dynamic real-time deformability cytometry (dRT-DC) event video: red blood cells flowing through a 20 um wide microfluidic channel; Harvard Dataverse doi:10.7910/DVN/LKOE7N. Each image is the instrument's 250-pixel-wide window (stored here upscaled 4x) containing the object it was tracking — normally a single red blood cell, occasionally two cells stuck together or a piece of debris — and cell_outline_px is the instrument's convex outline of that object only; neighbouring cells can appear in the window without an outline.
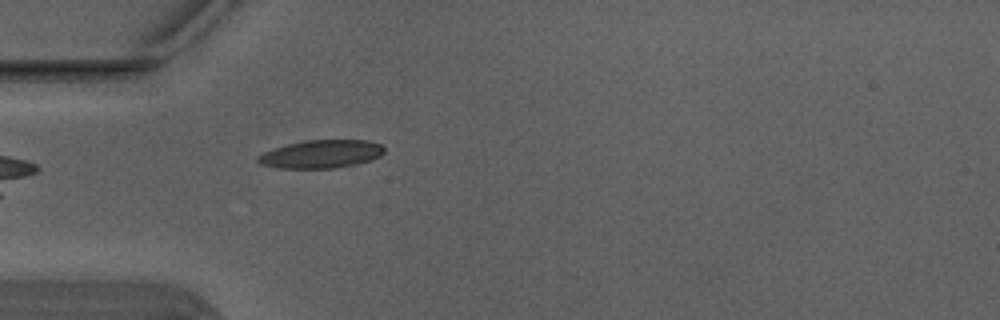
{"species": "Egyptian fruit bat (a non-hibernating species)", "species_latin": "Rousettus aegyptiacus", "temperature_condition": "warm", "stored_images_in_passage": 4, "camera_frame_rate_fps": 3000, "um_per_image_px": 0.085, "animal": {"sex": "male"}, "frame": {"image": 1, "passage_image": 4, "time_ms": 1.0, "image_size_px": [1000, 320], "cell_outline_px": [[384, 152], [380, 156], [372, 160], [356, 164], [332, 168], [280, 168], [260, 164], [256, 160], [256, 156], [264, 152], [288, 144], [304, 140], [368, 140], [380, 144], [384, 148]], "centroid_in_image_um": [27.31, 13.09], "position_along_channel_um": 57.7, "area_um2": 20.63}}